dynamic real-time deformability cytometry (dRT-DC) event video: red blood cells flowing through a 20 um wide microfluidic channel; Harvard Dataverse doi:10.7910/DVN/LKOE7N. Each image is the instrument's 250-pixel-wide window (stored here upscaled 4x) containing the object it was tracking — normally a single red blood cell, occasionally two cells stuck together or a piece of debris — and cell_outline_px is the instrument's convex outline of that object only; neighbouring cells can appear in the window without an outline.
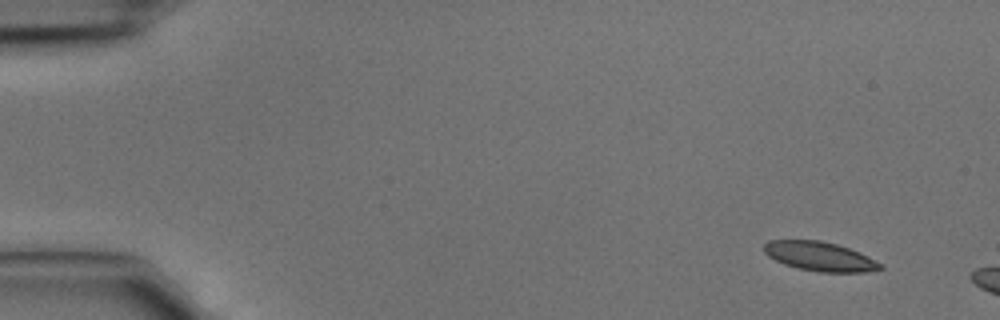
{"species": "common noctule bat (a hibernating species)", "species_latin": "Nyctalus noctula", "temperature_condition": "cold", "stored_images_in_passage": 5, "segment_of_instrument_passage": [2, 2], "camera_frame_rate_fps": 3000, "um_per_image_px": 0.085, "animal": {"sex": "male", "body_mass_g": 15.6}, "frame": {"image": 1, "passage_image": 5, "time_ms": 1.333, "image_size_px": [1000, 320], "cell_outline_px": [[884, 268], [864, 272], [820, 272], [800, 268], [784, 264], [768, 256], [764, 252], [764, 244], [768, 240], [820, 240], [836, 244], [860, 252], [884, 264]], "centroid_in_image_um": [69.71, 21.79], "position_along_channel_um": 15.3, "area_um2": 19.77}}